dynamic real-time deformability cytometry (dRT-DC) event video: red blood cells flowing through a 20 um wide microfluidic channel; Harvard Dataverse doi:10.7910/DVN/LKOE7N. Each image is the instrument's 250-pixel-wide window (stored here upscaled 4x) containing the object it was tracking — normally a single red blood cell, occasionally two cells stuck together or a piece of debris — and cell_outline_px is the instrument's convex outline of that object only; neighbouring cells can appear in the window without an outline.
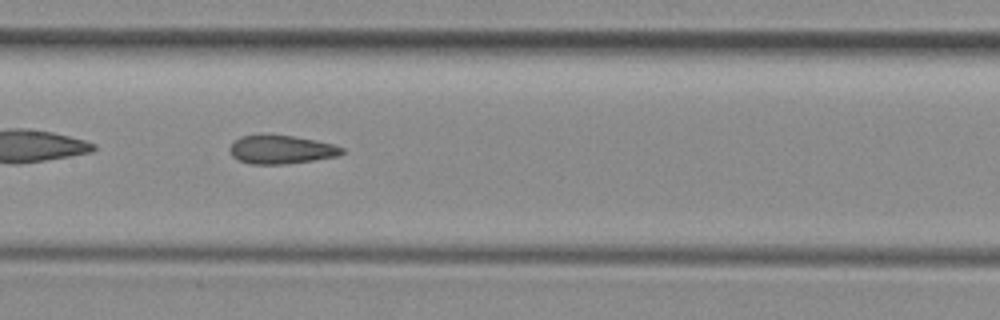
{"species": "common noctule bat (a hibernating species)", "species_latin": "Nyctalus noctula", "temperature_condition": "room temperature", "stored_images_in_passage": 43, "camera_frame_rate_fps": 3000, "um_per_image_px": 0.085, "animal": {"sex": "female", "body_mass_g": 29.2, "forearm_length_mm": 56.3}, "frame": {"image": 1, "passage_image": 24, "time_ms": 7.667, "image_size_px": [1000, 320], "cell_outline_px": [[344, 152], [340, 156], [284, 164], [248, 164], [232, 156], [228, 148], [240, 136], [292, 136], [316, 140], [332, 144], [344, 148]], "centroid_in_image_um": [23.92, 12.73], "position_along_channel_um": 183.5, "area_um2": 18.32}}
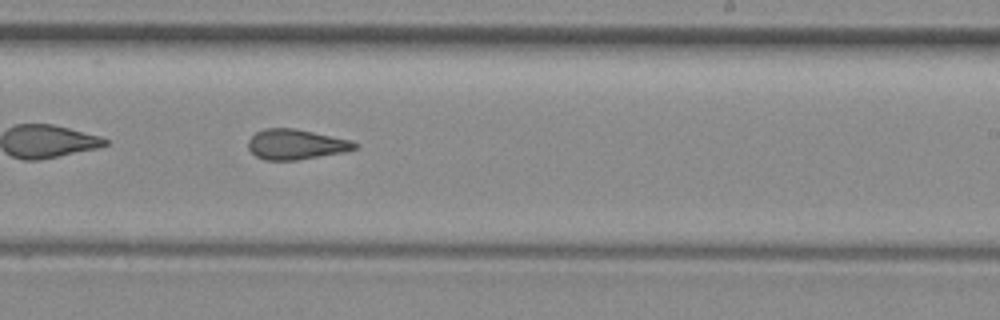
{"frame": {"image": 2, "passage_image": 30, "time_ms": 9.667, "image_size_px": [1000, 320], "cell_outline_px": [[360, 144], [356, 148], [344, 152], [296, 160], [264, 160], [256, 156], [248, 148], [248, 140], [256, 132], [264, 128], [296, 128], [352, 140]], "centroid_in_image_um": [25.16, 12.26], "position_along_channel_um": 263.8, "area_um2": 18.84}, "authors_computed_cell_mechanics": {"area_um2": 19.4208, "velocity_mm_per_s": 4.0391, "shape_relaxation_time_tau1_ms": null, "shape_relaxation_time_tau2_ms": 2.3168, "deformation_change_tau1": null, "deformation_change_tau2": 0.1043}}